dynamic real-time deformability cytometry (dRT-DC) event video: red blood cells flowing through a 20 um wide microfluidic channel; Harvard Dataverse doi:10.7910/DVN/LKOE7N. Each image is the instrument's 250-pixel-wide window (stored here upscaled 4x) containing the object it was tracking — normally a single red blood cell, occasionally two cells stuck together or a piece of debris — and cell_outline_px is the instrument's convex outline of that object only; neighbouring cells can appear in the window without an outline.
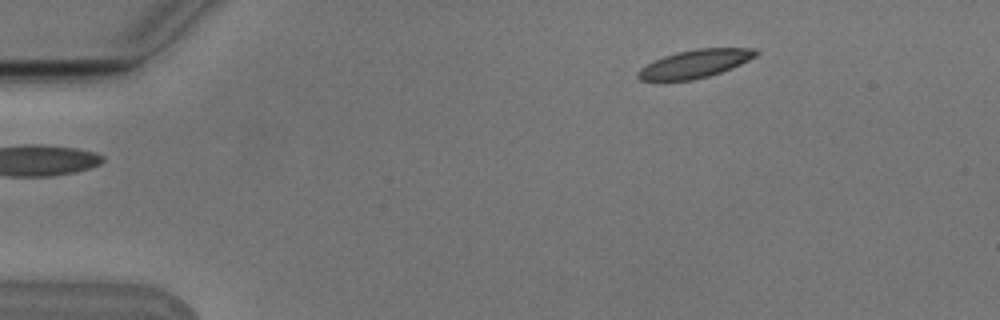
{"species": "Egyptian fruit bat (a non-hibernating species)", "species_latin": "Rousettus aegyptiacus", "temperature_condition": "cold", "stored_images_in_passage": 3, "camera_frame_rate_fps": 3000, "um_per_image_px": 0.085, "animal": {"sex": "male"}, "frame": {"image": 1, "passage_image": 1, "time_ms": 0.0, "image_size_px": [1000, 320], "cell_outline_px": [[760, 52], [756, 56], [732, 68], [708, 76], [692, 80], [664, 84], [640, 80], [636, 76], [636, 72], [640, 68], [652, 60], [676, 52], [696, 48], [756, 48]], "centroid_in_image_um": [58.96, 5.46], "position_along_channel_um": 26.0, "area_um2": 20.11}}